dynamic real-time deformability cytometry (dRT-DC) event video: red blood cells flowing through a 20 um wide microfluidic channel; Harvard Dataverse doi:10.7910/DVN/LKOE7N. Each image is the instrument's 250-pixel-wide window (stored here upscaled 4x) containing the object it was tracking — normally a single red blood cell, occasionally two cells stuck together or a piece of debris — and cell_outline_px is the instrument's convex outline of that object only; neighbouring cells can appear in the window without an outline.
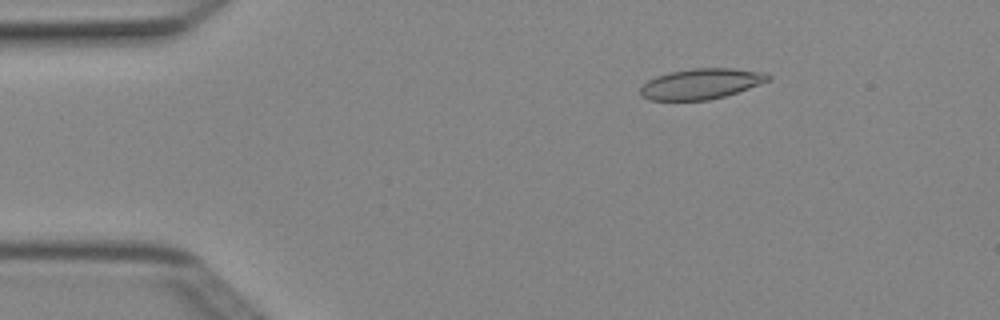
{"species": "Egyptian fruit bat (a non-hibernating species)", "species_latin": "Rousettus aegyptiacus", "temperature_condition": "cold", "stored_images_in_passage": 3, "camera_frame_rate_fps": 3000, "um_per_image_px": 0.085, "animal": {"sex": "female"}, "frame": {"image": 1, "passage_image": 2, "time_ms": 0.333, "image_size_px": [1000, 320], "cell_outline_px": [[772, 80], [724, 96], [708, 100], [648, 100], [640, 96], [640, 88], [648, 80], [656, 76], [668, 72], [692, 68], [732, 68], [764, 72], [772, 76]], "centroid_in_image_um": [59.59, 7.12], "position_along_channel_um": 25.4, "area_um2": 22.83}}